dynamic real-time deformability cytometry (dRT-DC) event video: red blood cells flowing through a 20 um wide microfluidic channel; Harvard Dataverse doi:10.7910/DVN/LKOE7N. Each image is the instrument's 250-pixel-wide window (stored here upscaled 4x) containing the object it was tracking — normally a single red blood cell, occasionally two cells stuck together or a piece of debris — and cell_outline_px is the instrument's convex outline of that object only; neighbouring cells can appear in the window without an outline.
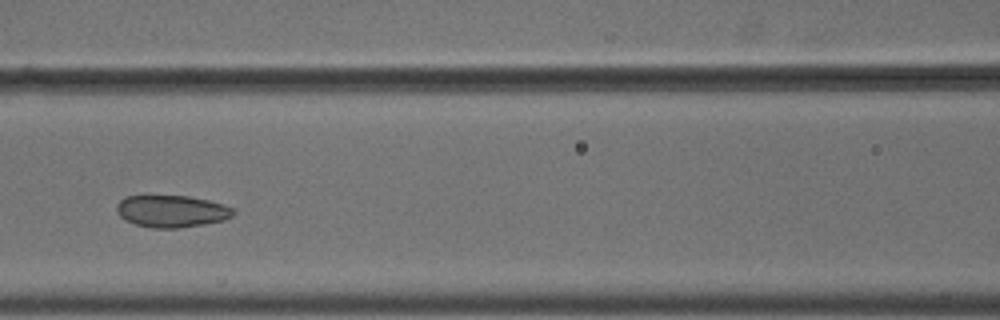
{"species": "common noctule bat (a hibernating species)", "species_latin": "Nyctalus noctula", "temperature_condition": "cold", "stored_images_in_passage": 8, "camera_frame_rate_fps": 3000, "um_per_image_px": 0.085, "animal": {"sex": "male", "body_mass_g": 18.8}, "frame": {"image": 1, "passage_image": 6, "time_ms": 1.667, "image_size_px": [1000, 320], "cell_outline_px": [[236, 212], [232, 216], [224, 220], [204, 224], [180, 228], [152, 228], [136, 224], [124, 220], [116, 212], [116, 204], [120, 200], [128, 196], [188, 196], [208, 200], [224, 204], [232, 208]], "centroid_in_image_um": [14.59, 17.96], "position_along_channel_um": 152.0, "area_um2": 21.85}}
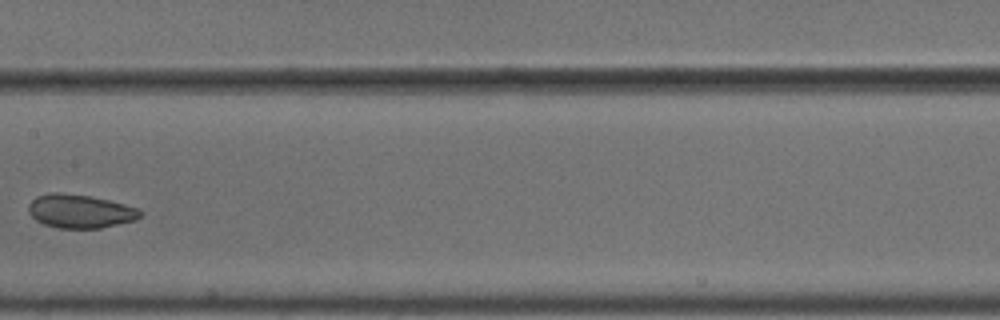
{"frame": {"image": 2, "passage_image": 7, "time_ms": 2.0, "image_size_px": [1000, 320], "cell_outline_px": [[140, 216], [136, 220], [100, 228], [56, 228], [44, 224], [36, 220], [32, 216], [28, 208], [28, 204], [36, 196], [52, 192], [56, 192], [92, 196], [124, 204], [136, 208], [140, 212]], "centroid_in_image_um": [6.77, 17.95], "position_along_channel_um": 200.6, "area_um2": 21.73}}
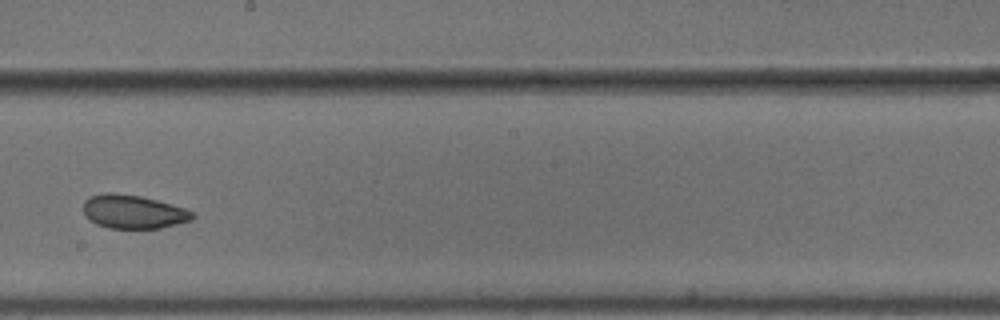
{"frame": {"image": 3, "passage_image": 8, "time_ms": 2.333, "image_size_px": [1000, 320], "cell_outline_px": [[196, 216], [192, 220], [160, 228], [108, 228], [96, 224], [84, 212], [84, 200], [88, 196], [104, 192], [108, 192], [140, 196], [172, 204], [184, 208], [192, 212]], "centroid_in_image_um": [11.33, 17.99], "position_along_channel_um": 236.9, "area_um2": 21.27}}